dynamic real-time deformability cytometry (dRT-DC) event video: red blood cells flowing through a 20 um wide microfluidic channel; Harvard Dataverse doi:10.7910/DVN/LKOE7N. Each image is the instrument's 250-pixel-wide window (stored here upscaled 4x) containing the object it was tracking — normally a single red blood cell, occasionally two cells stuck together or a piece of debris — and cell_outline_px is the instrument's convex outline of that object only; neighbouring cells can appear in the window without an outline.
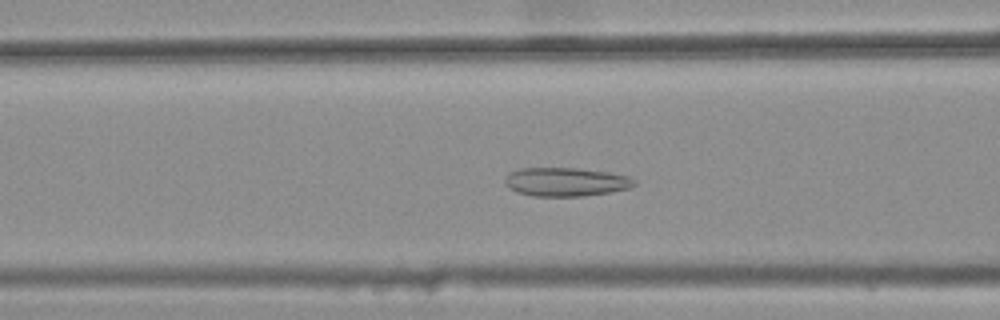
{"species": "common noctule bat (a hibernating species)", "species_latin": "Nyctalus noctula", "temperature_condition": "warm", "stored_images_in_passage": 44, "camera_frame_rate_fps": 3000, "um_per_image_px": 0.085, "animal": {"sex": "female", "body_mass_g": 25.1}, "frame": {"image": 1, "passage_image": 21, "time_ms": 6.667, "image_size_px": [1000, 320], "cell_outline_px": [[636, 184], [628, 188], [608, 192], [584, 196], [532, 196], [516, 192], [508, 188], [504, 184], [504, 176], [508, 172], [520, 168], [576, 168], [608, 172], [628, 176], [636, 180]], "centroid_in_image_um": [48.03, 15.46], "position_along_channel_um": 118.6, "area_um2": 21.79}}
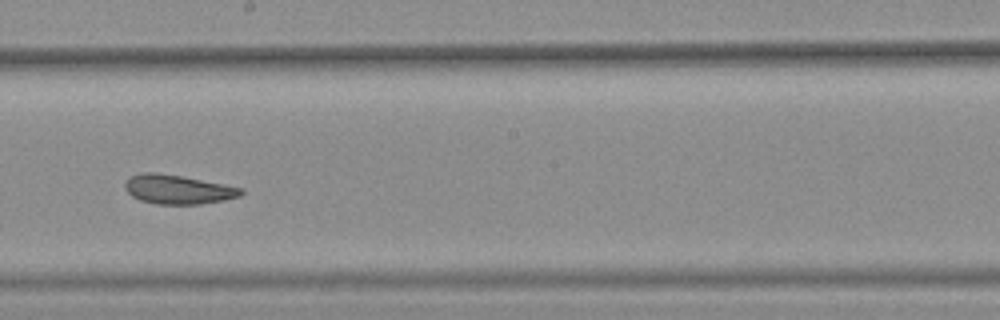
{"frame": {"image": 2, "passage_image": 30, "time_ms": 9.667, "image_size_px": [1000, 320], "cell_outline_px": [[244, 192], [240, 196], [224, 200], [200, 204], [156, 204], [140, 200], [132, 196], [124, 188], [124, 184], [128, 176], [144, 172], [156, 172], [180, 176], [244, 188]], "centroid_in_image_um": [15.09, 16.1], "position_along_channel_um": 233.1, "area_um2": 19.71}}
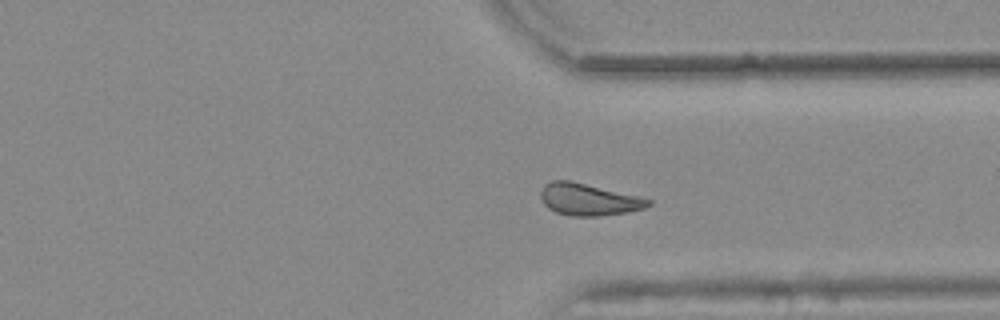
{"frame": {"image": 3, "passage_image": 40, "time_ms": 13.0, "image_size_px": [1000, 320], "cell_outline_px": [[652, 204], [644, 208], [628, 212], [600, 216], [572, 216], [556, 212], [548, 208], [544, 204], [540, 196], [540, 192], [544, 184], [552, 180], [568, 180], [640, 196], [652, 200]], "centroid_in_image_um": [50.03, 16.96], "position_along_channel_um": 361.4, "area_um2": 20.06}, "authors_computed_cell_mechanics": {"area_um2": 20.8658, "velocity_mm_per_s": 3.8261, "shape_relaxation_time_tau1_ms": null, "shape_relaxation_time_tau2_ms": 2.4822, "deformation_change_tau1": null, "deformation_change_tau2": 0.0817}}